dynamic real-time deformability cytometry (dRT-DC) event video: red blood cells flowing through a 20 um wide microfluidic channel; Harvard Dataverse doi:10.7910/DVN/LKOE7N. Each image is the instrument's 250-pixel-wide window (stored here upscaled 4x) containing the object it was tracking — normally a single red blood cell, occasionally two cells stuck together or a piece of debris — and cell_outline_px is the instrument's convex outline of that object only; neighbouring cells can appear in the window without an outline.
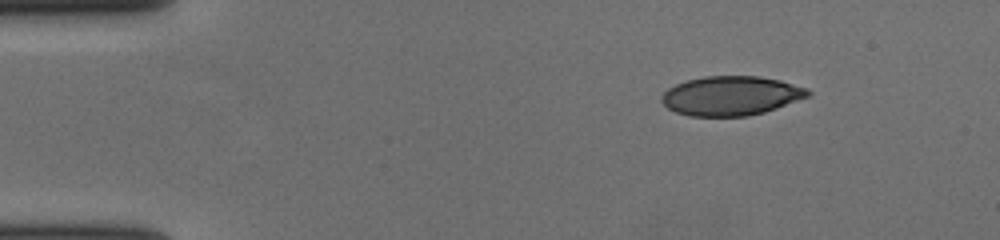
{"species": "human", "species_latin": "Homo sapiens", "temperature_condition": "cold", "stored_images_in_passage": 49, "camera_frame_rate_fps": 3000, "um_per_image_px": 0.085, "donor": {"sex": "female"}, "frame": {"image": 1, "passage_image": 1, "time_ms": 0.0, "image_size_px": [1000, 240], "cell_outline_px": [[812, 92], [808, 96], [776, 108], [764, 112], [748, 116], [688, 116], [676, 112], [668, 108], [660, 100], [660, 96], [668, 88], [676, 84], [688, 80], [704, 76], [760, 76], [780, 80], [808, 88]], "centroid_in_image_um": [62.12, 8.14], "position_along_channel_um": 22.9, "area_um2": 33.52}}
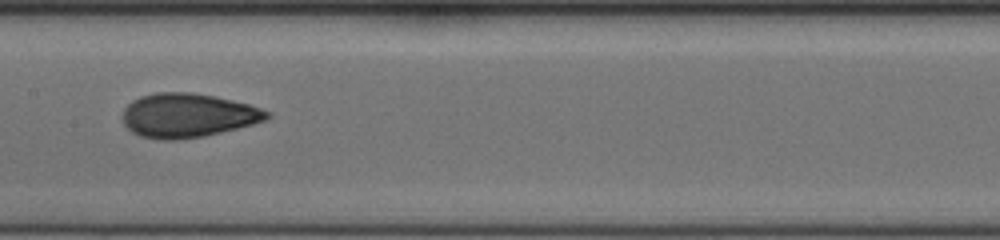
{"frame": {"image": 2, "passage_image": 22, "time_ms": 7.0, "image_size_px": [1000, 240], "cell_outline_px": [[272, 116], [264, 120], [252, 124], [204, 136], [176, 140], [164, 140], [140, 136], [132, 132], [124, 124], [120, 116], [124, 108], [132, 100], [140, 96], [156, 92], [192, 92], [216, 96], [248, 104], [272, 112]], "centroid_in_image_um": [15.93, 9.8], "position_along_channel_um": 191.5, "area_um2": 37.22}}
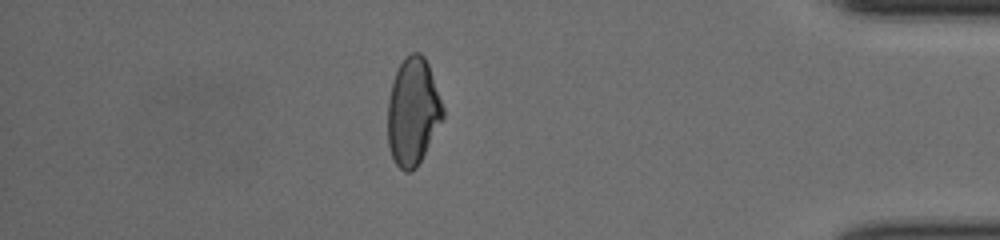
{"frame": {"image": 3, "passage_image": 42, "time_ms": 13.667, "image_size_px": [1000, 240], "cell_outline_px": [[444, 116], [416, 168], [408, 172], [404, 172], [396, 164], [392, 156], [388, 144], [388, 100], [392, 80], [404, 56], [412, 52], [420, 52], [424, 56], [428, 64], [444, 108]], "centroid_in_image_um": [35.08, 9.46], "position_along_channel_um": 400.1, "area_um2": 34.33}, "authors_computed_cell_mechanics": {"area_um2": 35.547, "velocity_mm_per_s": 3.7005, "shape_relaxation_time_tau1_ms": 6.0843, "shape_relaxation_time_tau2_ms": 1.2685, "deformation_change_tau1": 0.1616, "deformation_change_tau2": 0.0651}}